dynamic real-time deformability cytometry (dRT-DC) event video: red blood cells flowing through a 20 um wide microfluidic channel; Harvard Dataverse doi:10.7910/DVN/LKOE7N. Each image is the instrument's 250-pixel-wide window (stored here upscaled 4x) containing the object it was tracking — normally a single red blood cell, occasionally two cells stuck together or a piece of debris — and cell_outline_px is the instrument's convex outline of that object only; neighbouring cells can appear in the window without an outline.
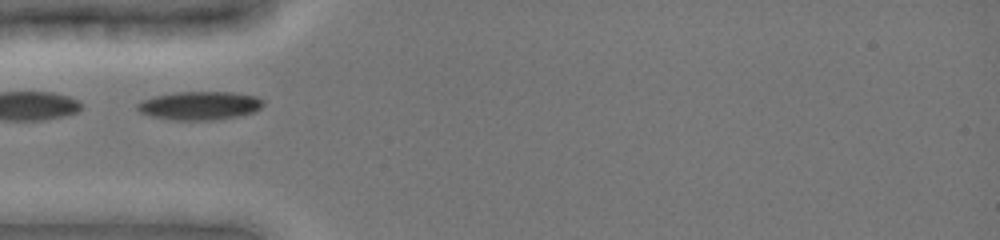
{"species": "common noctule bat (a hibernating species)", "species_latin": "Nyctalus noctula", "temperature_condition": "cold", "stored_images_in_passage": 30, "camera_frame_rate_fps": 3000, "um_per_image_px": 0.085, "animal": {"sex": "female", "body_mass_g": 19.0, "forearm_length_mm": 51.5}, "frame": {"image": 1, "passage_image": 1, "time_ms": 0.0, "image_size_px": [1000, 240], "cell_outline_px": [[264, 104], [256, 112], [240, 116], [212, 120], [172, 120], [152, 116], [140, 112], [136, 108], [136, 104], [144, 100], [156, 96], [176, 92], [232, 92], [256, 96], [264, 100]], "centroid_in_image_um": [17.02, 8.98], "position_along_channel_um": 68.0, "area_um2": 20.92}, "authors_computed_cell_mechanics": {"area_um2": 20.1144, "velocity_mm_per_s": 3.9028, "shape_relaxation_time_tau1_ms": 1.9661, "shape_relaxation_time_tau2_ms": null, "deformation_change_tau1": 0.0892, "deformation_change_tau2": null}}